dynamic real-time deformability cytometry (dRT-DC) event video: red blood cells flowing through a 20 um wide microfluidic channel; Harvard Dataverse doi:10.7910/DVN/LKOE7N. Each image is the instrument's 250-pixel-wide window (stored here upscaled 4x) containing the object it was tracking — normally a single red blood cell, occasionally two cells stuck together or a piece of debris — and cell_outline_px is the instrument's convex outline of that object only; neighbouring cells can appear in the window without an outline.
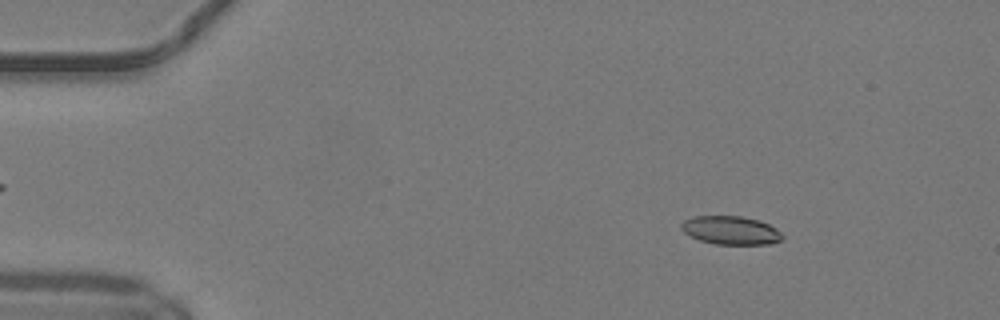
{"species": "common noctule bat (a hibernating species)", "species_latin": "Nyctalus noctula", "temperature_condition": "warm", "stored_images_in_passage": 50, "camera_frame_rate_fps": 3000, "um_per_image_px": 0.085, "animal": {"sex": "male", "body_mass_g": 19.2, "forearm_length_mm": 51.8}, "frame": {"image": 1, "passage_image": 7, "time_ms": 2.0, "image_size_px": [1000, 320], "cell_outline_px": [[784, 236], [780, 240], [772, 244], [716, 244], [700, 240], [684, 232], [680, 228], [680, 224], [684, 220], [692, 216], [740, 216], [760, 220], [776, 228]], "centroid_in_image_um": [62.11, 19.57], "position_along_channel_um": 22.9, "area_um2": 16.76}}
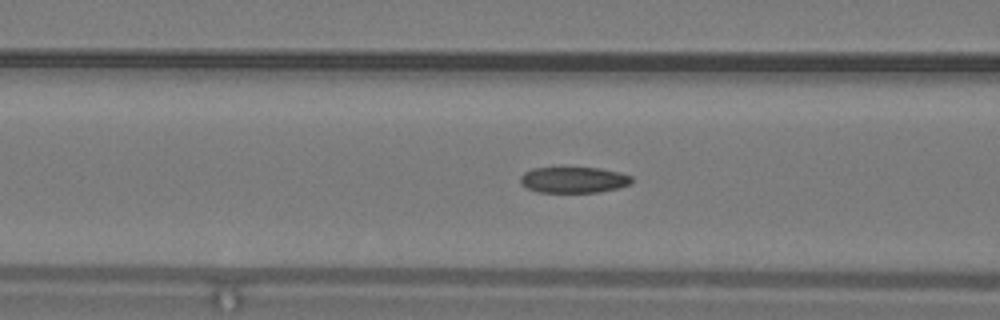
{"frame": {"image": 2, "passage_image": 20, "time_ms": 6.333, "image_size_px": [1000, 320], "cell_outline_px": [[632, 184], [600, 192], [536, 192], [524, 188], [520, 184], [520, 176], [524, 172], [532, 168], [600, 168], [620, 172], [632, 176]], "centroid_in_image_um": [48.73, 15.29], "position_along_channel_um": 117.9, "area_um2": 17.05}}
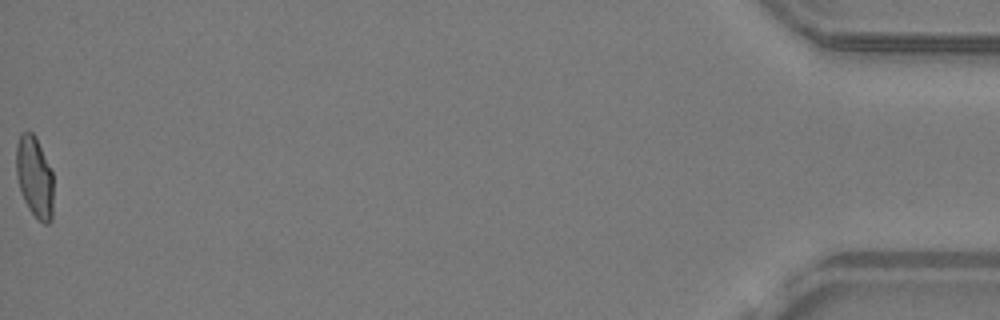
{"frame": {"image": 3, "passage_image": 50, "time_ms": 16.333, "image_size_px": [1000, 320], "cell_outline_px": [[52, 220], [48, 224], [44, 224], [28, 208], [24, 200], [20, 188], [16, 172], [16, 144], [20, 132], [32, 132], [36, 136], [52, 172]], "centroid_in_image_um": [2.93, 15.01], "position_along_channel_um": 432.3, "area_um2": 17.46}, "authors_computed_cell_mechanics": {"area_um2": 17.4267, "velocity_mm_per_s": 4.1704, "shape_relaxation_time_tau1_ms": 7.0038, "shape_relaxation_time_tau2_ms": 1.46, "deformation_change_tau1": 0.2021, "deformation_change_tau2": 0.0763}}